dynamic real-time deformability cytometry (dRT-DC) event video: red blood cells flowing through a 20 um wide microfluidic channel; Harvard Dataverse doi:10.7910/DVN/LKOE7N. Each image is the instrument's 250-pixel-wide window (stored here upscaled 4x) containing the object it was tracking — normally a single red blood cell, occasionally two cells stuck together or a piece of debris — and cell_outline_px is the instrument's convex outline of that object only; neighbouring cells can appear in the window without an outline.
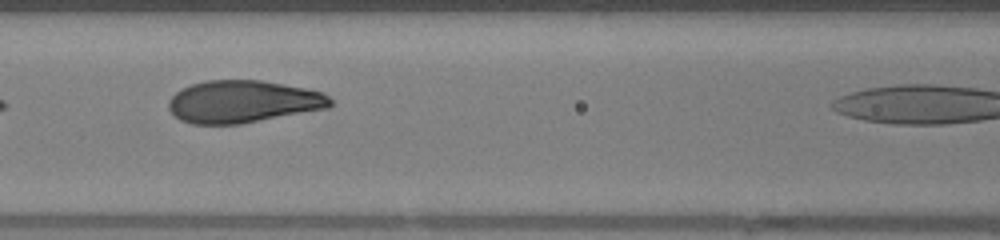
{"species": "human", "species_latin": "Homo sapiens", "temperature_condition": "warm", "stored_images_in_passage": 17, "camera_frame_rate_fps": 3000, "um_per_image_px": 0.085, "donor": {"sex": "female"}, "frame": {"image": 1, "passage_image": 8, "time_ms": 2.333, "image_size_px": [1000, 240], "cell_outline_px": [[332, 104], [328, 108], [240, 124], [192, 124], [180, 120], [168, 108], [168, 100], [176, 92], [192, 84], [208, 80], [260, 80], [304, 88], [320, 92], [328, 96], [332, 100]], "centroid_in_image_um": [20.63, 8.64], "position_along_channel_um": 146.0, "area_um2": 39.65}}